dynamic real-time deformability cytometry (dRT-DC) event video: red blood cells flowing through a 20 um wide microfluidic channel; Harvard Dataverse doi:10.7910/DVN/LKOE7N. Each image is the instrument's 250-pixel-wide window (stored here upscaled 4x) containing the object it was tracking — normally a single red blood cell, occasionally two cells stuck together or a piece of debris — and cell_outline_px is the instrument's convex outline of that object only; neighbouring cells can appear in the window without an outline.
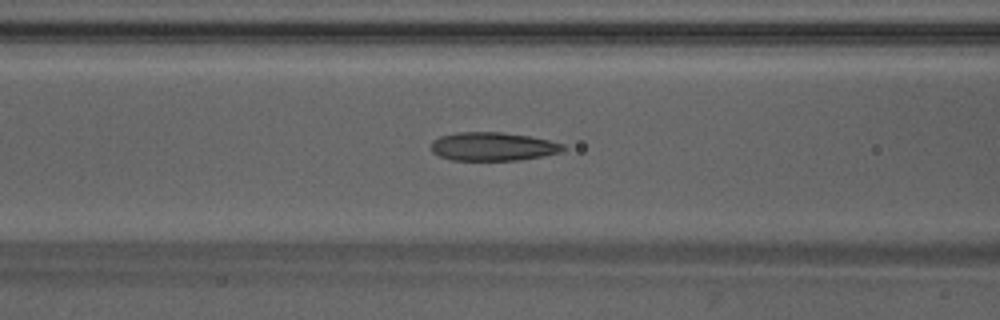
{"species": "Egyptian fruit bat (a non-hibernating species)", "species_latin": "Rousettus aegyptiacus", "temperature_condition": "warm", "stored_images_in_passage": 25, "camera_frame_rate_fps": 3000, "um_per_image_px": 0.085, "animal": {"sex": "male"}, "frame": {"image": 1, "passage_image": 9, "time_ms": 2.667, "image_size_px": [1000, 320], "cell_outline_px": [[568, 148], [560, 152], [544, 156], [520, 160], [452, 160], [440, 156], [432, 152], [432, 140], [440, 136], [460, 132], [500, 132], [528, 136], [548, 140], [564, 144]], "centroid_in_image_um": [41.92, 12.46], "position_along_channel_um": 124.7, "area_um2": 21.91}}
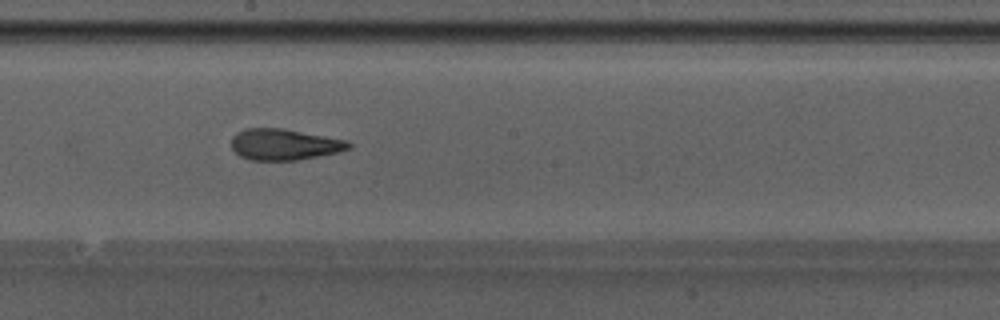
{"frame": {"image": 2, "passage_image": 16, "time_ms": 5.0, "image_size_px": [1000, 320], "cell_outline_px": [[352, 148], [340, 152], [296, 160], [252, 160], [240, 156], [232, 148], [232, 136], [236, 132], [244, 128], [284, 128], [348, 140], [352, 144]], "centroid_in_image_um": [24.19, 12.27], "position_along_channel_um": 224.0, "area_um2": 21.5}}
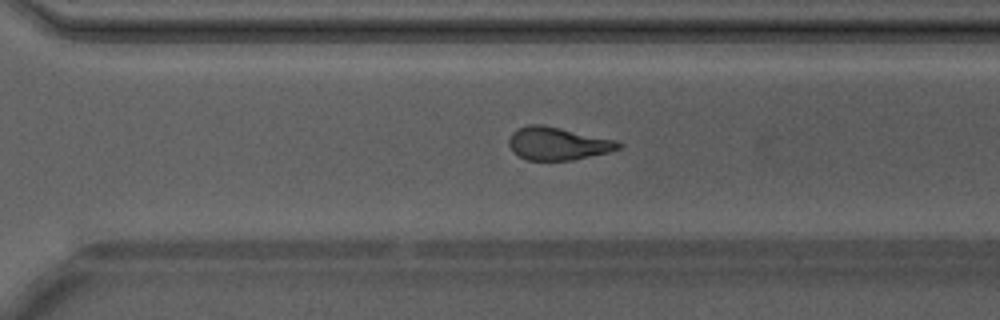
{"frame": {"image": 3, "passage_image": 23, "time_ms": 7.333, "image_size_px": [1000, 320], "cell_outline_px": [[624, 144], [620, 148], [608, 152], [572, 160], [528, 160], [512, 152], [508, 144], [508, 140], [512, 132], [528, 124], [540, 124], [560, 128], [616, 140]], "centroid_in_image_um": [47.39, 12.2], "position_along_channel_um": 323.2, "area_um2": 20.87}}